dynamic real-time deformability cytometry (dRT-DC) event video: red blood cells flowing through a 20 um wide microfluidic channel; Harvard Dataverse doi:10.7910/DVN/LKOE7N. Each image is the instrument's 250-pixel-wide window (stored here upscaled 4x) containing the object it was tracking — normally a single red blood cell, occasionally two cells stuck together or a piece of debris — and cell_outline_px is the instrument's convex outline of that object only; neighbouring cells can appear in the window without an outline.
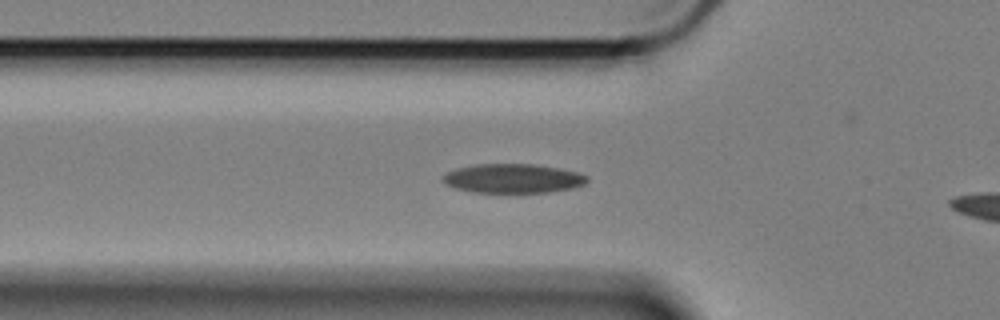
{"species": "Egyptian fruit bat (a non-hibernating species)", "species_latin": "Rousettus aegyptiacus", "temperature_condition": "cold", "stored_images_in_passage": 31, "camera_frame_rate_fps": 3000, "um_per_image_px": 0.085, "animal": {"sex": "female"}, "frame": {"image": 1, "passage_image": 2, "time_ms": 0.333, "image_size_px": [1000, 320], "cell_outline_px": [[588, 180], [584, 184], [572, 188], [548, 192], [516, 196], [472, 192], [456, 188], [444, 184], [444, 176], [448, 172], [460, 168], [476, 164], [532, 164], [556, 168], [576, 172], [588, 176]], "centroid_in_image_um": [43.61, 15.23], "position_along_channel_um": 82.2, "area_um2": 25.2}}
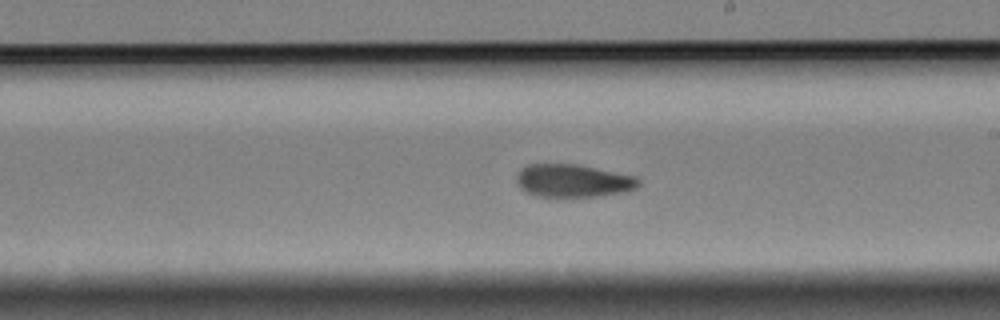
{"frame": {"image": 2, "passage_image": 16, "time_ms": 5.0, "image_size_px": [1000, 320], "cell_outline_px": [[640, 184], [636, 188], [624, 192], [596, 196], [536, 196], [520, 188], [516, 180], [516, 176], [528, 164], [576, 164], [636, 176], [640, 180]], "centroid_in_image_um": [48.74, 15.36], "position_along_channel_um": 240.3, "area_um2": 23.12}}
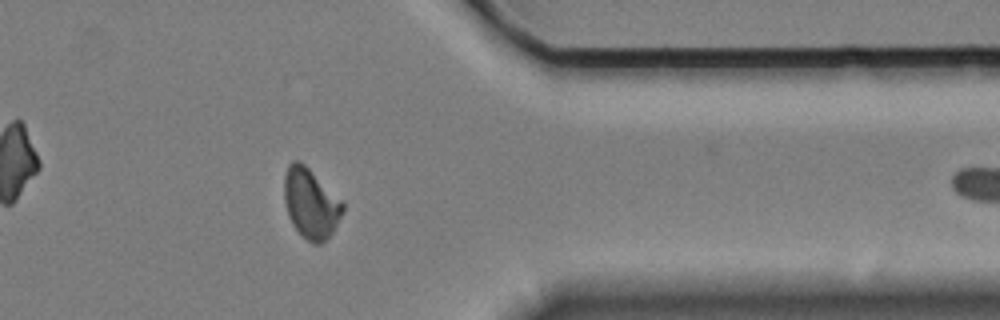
{"frame": {"image": 3, "passage_image": 30, "time_ms": 9.667, "image_size_px": [1000, 320], "cell_outline_px": [[344, 212], [332, 232], [320, 244], [312, 244], [292, 224], [288, 216], [284, 200], [284, 176], [288, 164], [292, 160], [300, 160], [344, 204]], "centroid_in_image_um": [26.38, 17.28], "position_along_channel_um": 385.0, "area_um2": 23.47}}